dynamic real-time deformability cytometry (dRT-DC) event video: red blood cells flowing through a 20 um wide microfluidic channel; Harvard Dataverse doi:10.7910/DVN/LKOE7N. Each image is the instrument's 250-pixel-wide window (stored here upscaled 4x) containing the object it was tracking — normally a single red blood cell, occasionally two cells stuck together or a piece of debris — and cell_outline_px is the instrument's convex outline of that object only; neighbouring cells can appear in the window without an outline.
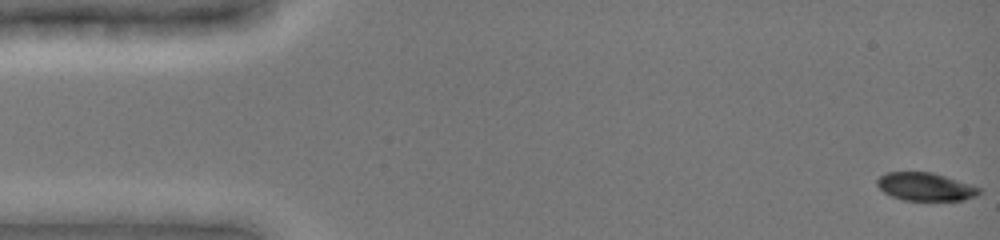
{"species": "common noctule bat (a hibernating species)", "species_latin": "Nyctalus noctula", "temperature_condition": "cold", "stored_images_in_passage": 71, "camera_frame_rate_fps": 3000, "um_per_image_px": 0.085, "animal": {"sex": "female", "body_mass_g": 19.0, "forearm_length_mm": 51.5}, "frame": {"image": 1, "passage_image": 1, "time_ms": 0.0, "image_size_px": [1000, 240], "cell_outline_px": [[984, 192], [976, 196], [964, 200], [904, 200], [892, 196], [884, 192], [876, 184], [876, 180], [880, 176], [888, 172], [932, 172], [972, 184], [980, 188]], "centroid_in_image_um": [78.7, 15.87], "position_along_channel_um": 6.3, "area_um2": 16.76}}
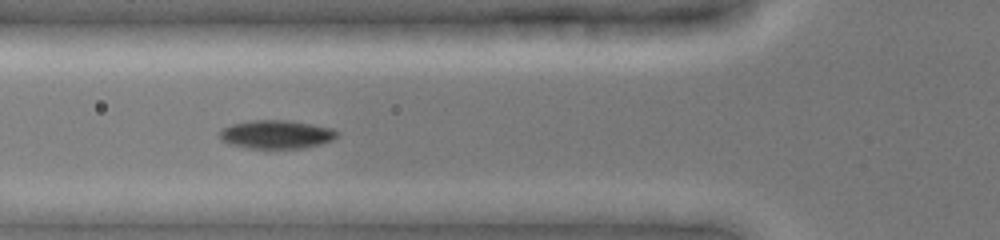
{"frame": {"image": 2, "passage_image": 28, "time_ms": 5.667, "image_size_px": [1000, 240], "cell_outline_px": [[340, 132], [332, 140], [320, 144], [304, 148], [248, 148], [228, 144], [220, 140], [220, 128], [232, 124], [248, 120], [288, 120], [312, 124], [332, 128]], "centroid_in_image_um": [23.46, 11.42], "position_along_channel_um": 102.3, "area_um2": 19.65}}
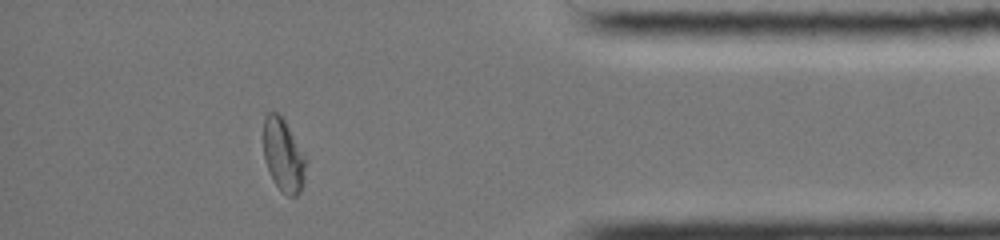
{"frame": {"image": 3, "passage_image": 62, "time_ms": 14.0, "image_size_px": [1000, 240], "cell_outline_px": [[308, 160], [304, 184], [300, 192], [296, 196], [288, 196], [272, 180], [264, 160], [264, 116], [268, 112], [280, 112], [284, 116]], "centroid_in_image_um": [24.12, 13.15], "position_along_channel_um": 411.1, "area_um2": 18.67}, "authors_computed_cell_mechanics": {"area_um2": 18.207, "velocity_mm_per_s": 3.9622, "shape_relaxation_time_tau1_ms": 2.9656, "shape_relaxation_time_tau2_ms": null, "deformation_change_tau1": 0.1389, "deformation_change_tau2": null}}